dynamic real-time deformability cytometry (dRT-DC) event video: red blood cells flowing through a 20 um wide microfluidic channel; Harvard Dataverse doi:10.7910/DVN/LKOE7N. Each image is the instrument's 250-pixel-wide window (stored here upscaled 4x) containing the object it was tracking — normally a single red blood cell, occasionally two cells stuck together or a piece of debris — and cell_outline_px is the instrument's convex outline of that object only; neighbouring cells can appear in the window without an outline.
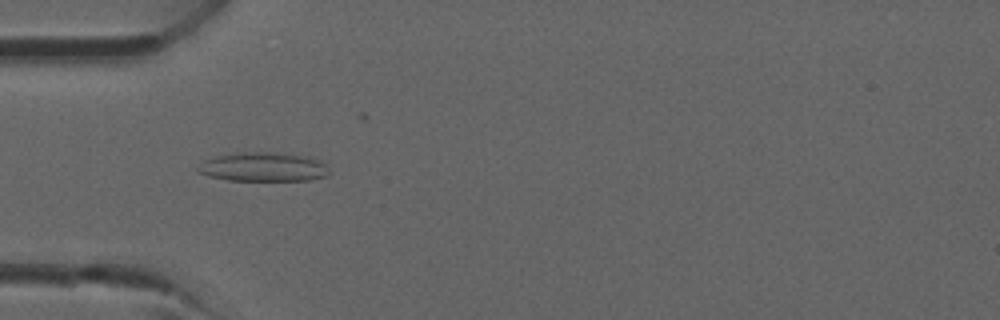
{"species": "common noctule bat (a hibernating species)", "species_latin": "Nyctalus noctula", "temperature_condition": "room temperature", "stored_images_in_passage": 39, "camera_frame_rate_fps": 3000, "um_per_image_px": 0.085, "animal": {"sex": "male", "forearm_length_mm": 52.5}, "frame": {"image": 1, "passage_image": 12, "time_ms": 3.667, "image_size_px": [1000, 320], "cell_outline_px": [[328, 176], [308, 180], [228, 180], [208, 176], [196, 172], [196, 168], [204, 160], [216, 156], [236, 152], [276, 152], [308, 156], [320, 160], [324, 164], [328, 172]], "centroid_in_image_um": [22.34, 14.18], "position_along_channel_um": 62.7, "area_um2": 22.37}}
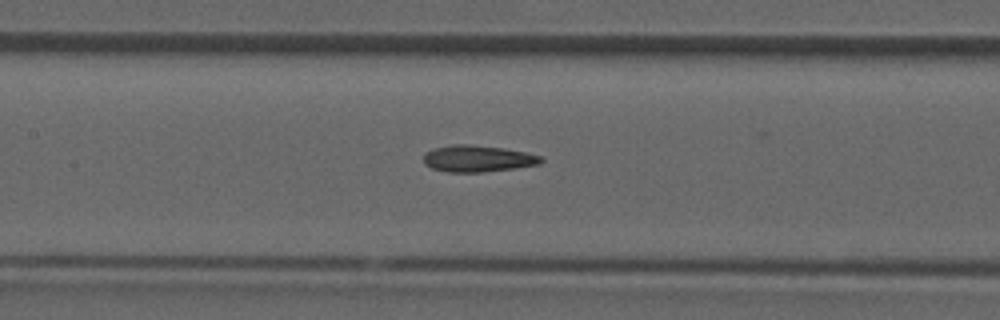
{"frame": {"image": 2, "passage_image": 18, "time_ms": 5.667, "image_size_px": [1000, 320], "cell_outline_px": [[544, 160], [540, 164], [516, 168], [480, 172], [448, 172], [432, 168], [424, 164], [424, 152], [432, 148], [452, 144], [468, 144], [504, 148], [524, 152], [540, 156]], "centroid_in_image_um": [40.57, 13.47], "position_along_channel_um": 166.8, "area_um2": 18.26}}
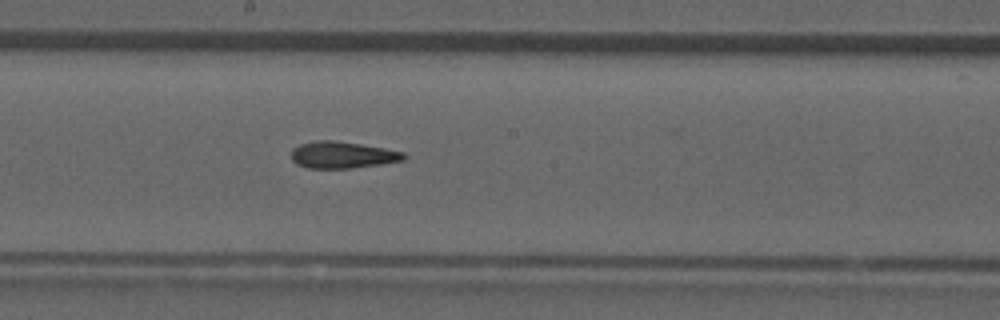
{"frame": {"image": 3, "passage_image": 21, "time_ms": 6.667, "image_size_px": [1000, 320], "cell_outline_px": [[408, 156], [404, 160], [380, 164], [352, 168], [308, 168], [296, 164], [292, 160], [292, 148], [300, 144], [316, 140], [332, 140], [360, 144], [384, 148], [404, 152]], "centroid_in_image_um": [29.1, 13.17], "position_along_channel_um": 219.1, "area_um2": 17.51}}